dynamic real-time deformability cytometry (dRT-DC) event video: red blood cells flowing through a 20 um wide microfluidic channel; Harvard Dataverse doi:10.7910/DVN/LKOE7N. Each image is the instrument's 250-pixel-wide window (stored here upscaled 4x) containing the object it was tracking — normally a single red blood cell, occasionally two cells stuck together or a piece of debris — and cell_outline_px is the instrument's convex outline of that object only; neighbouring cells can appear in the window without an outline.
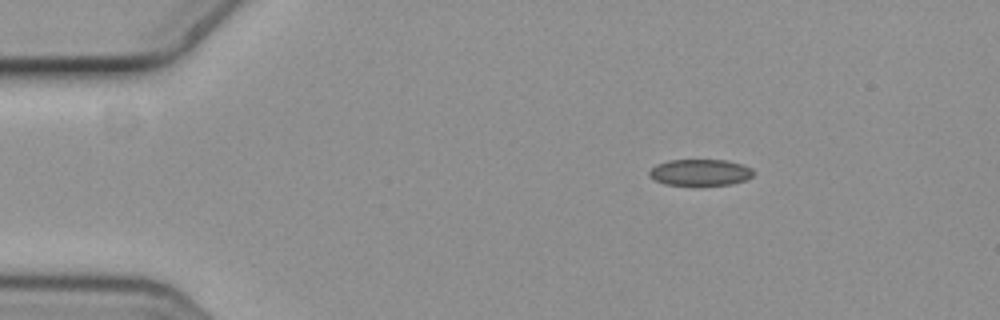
{"species": "common noctule bat (a hibernating species)", "species_latin": "Nyctalus noctula", "temperature_condition": "cold", "stored_images_in_passage": 3, "camera_frame_rate_fps": 3000, "um_per_image_px": 0.085, "animal": {"sex": "female", "body_mass_g": 19.3, "forearm_length_mm": 54.1}, "frame": {"image": 1, "passage_image": 1, "time_ms": 0.0, "image_size_px": [1000, 320], "cell_outline_px": [[752, 176], [744, 180], [728, 184], [664, 184], [648, 176], [648, 172], [656, 164], [668, 160], [728, 160], [744, 164], [752, 168]], "centroid_in_image_um": [59.5, 14.63], "position_along_channel_um": 25.5, "area_um2": 15.78}}